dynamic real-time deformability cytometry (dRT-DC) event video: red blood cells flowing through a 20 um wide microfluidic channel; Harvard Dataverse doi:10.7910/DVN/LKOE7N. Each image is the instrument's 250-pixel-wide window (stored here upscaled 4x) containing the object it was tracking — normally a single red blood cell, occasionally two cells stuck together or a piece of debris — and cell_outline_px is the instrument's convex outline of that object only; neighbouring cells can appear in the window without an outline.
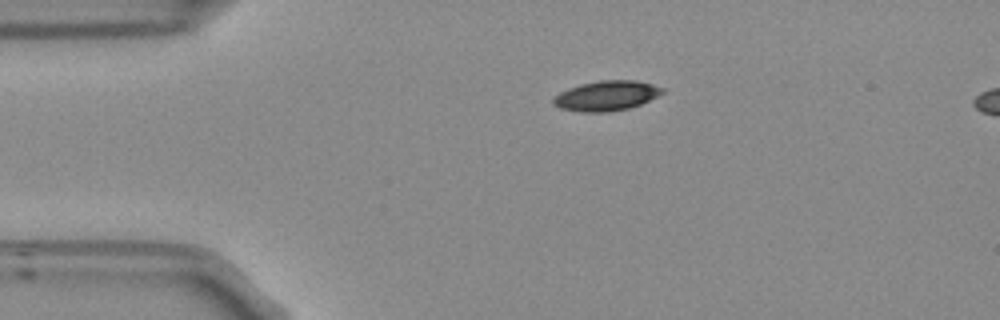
{"species": "Egyptian fruit bat (a non-hibernating species)", "species_latin": "Rousettus aegyptiacus", "temperature_condition": "room temperature", "stored_images_in_passage": 45, "segment_of_instrument_passage": [1, 2], "camera_frame_rate_fps": 3000, "um_per_image_px": 0.085, "frame": {"image": 1, "passage_image": 1, "time_ms": 0.0, "image_size_px": [1000, 320], "cell_outline_px": [[664, 92], [640, 104], [628, 108], [608, 112], [584, 112], [560, 108], [552, 104], [552, 100], [560, 92], [568, 88], [580, 84], [600, 80], [636, 80], [652, 84], [664, 88]], "centroid_in_image_um": [51.53, 8.13], "position_along_channel_um": 33.5, "area_um2": 18.9}}
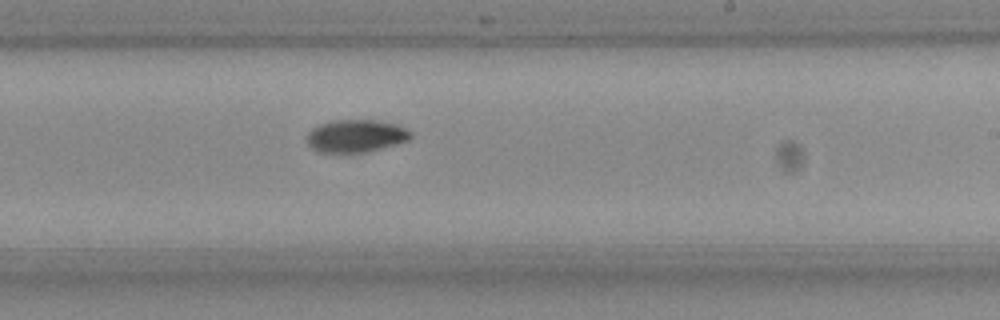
{"frame": {"image": 2, "passage_image": 22, "time_ms": 7.0, "image_size_px": [1000, 320], "cell_outline_px": [[412, 136], [408, 140], [396, 144], [364, 152], [316, 152], [308, 144], [304, 136], [312, 128], [320, 124], [336, 120], [376, 120], [396, 124], [412, 132]], "centroid_in_image_um": [30.21, 11.55], "position_along_channel_um": 258.8, "area_um2": 19.71}}
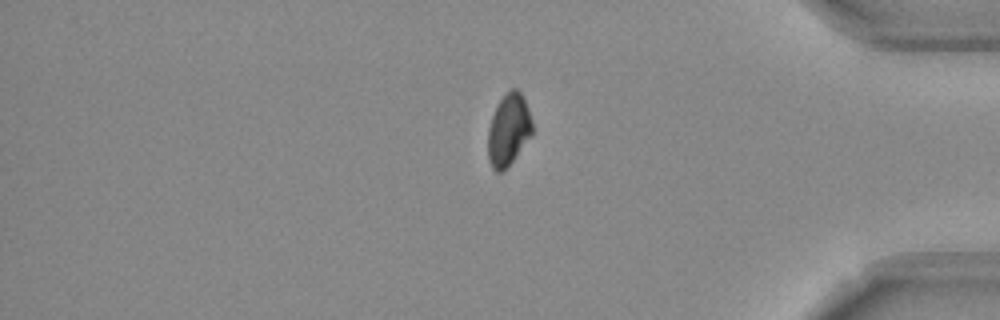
{"frame": {"image": 3, "passage_image": 35, "time_ms": 11.333, "image_size_px": [1000, 320], "cell_outline_px": [[532, 132], [512, 160], [500, 172], [496, 172], [492, 168], [488, 160], [488, 128], [492, 116], [500, 100], [508, 88], [516, 88], [524, 96], [532, 120]], "centroid_in_image_um": [43.21, 10.97], "position_along_channel_um": 392.0, "area_um2": 18.26}}